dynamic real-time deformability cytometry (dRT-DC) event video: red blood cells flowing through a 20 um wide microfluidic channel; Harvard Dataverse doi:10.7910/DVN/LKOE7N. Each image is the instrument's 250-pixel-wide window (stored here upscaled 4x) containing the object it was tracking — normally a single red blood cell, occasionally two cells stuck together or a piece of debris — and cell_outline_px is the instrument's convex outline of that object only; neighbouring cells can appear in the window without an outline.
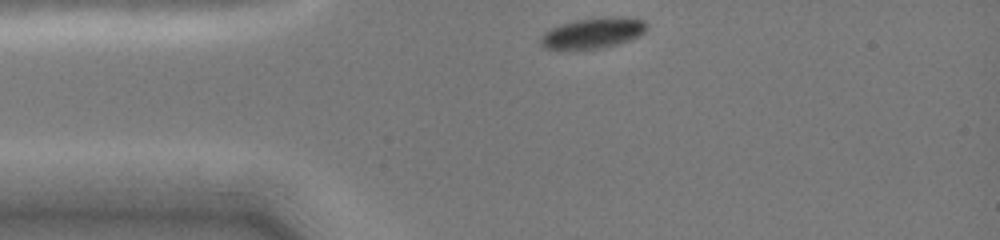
{"species": "common noctule bat (a hibernating species)", "species_latin": "Nyctalus noctula", "temperature_condition": "cold", "stored_images_in_passage": 27, "camera_frame_rate_fps": 3000, "um_per_image_px": 0.085, "animal": {"sex": "female", "body_mass_g": 19.0, "forearm_length_mm": 51.5}, "frame": {"image": 1, "passage_image": 1, "time_ms": 0.0, "image_size_px": [1000, 240], "cell_outline_px": [[648, 24], [644, 32], [628, 40], [616, 44], [600, 48], [548, 48], [540, 44], [540, 36], [548, 28], [560, 24], [576, 20], [600, 16], [620, 16], [644, 20]], "centroid_in_image_um": [50.39, 2.76], "position_along_channel_um": 34.6, "area_um2": 18.79}}
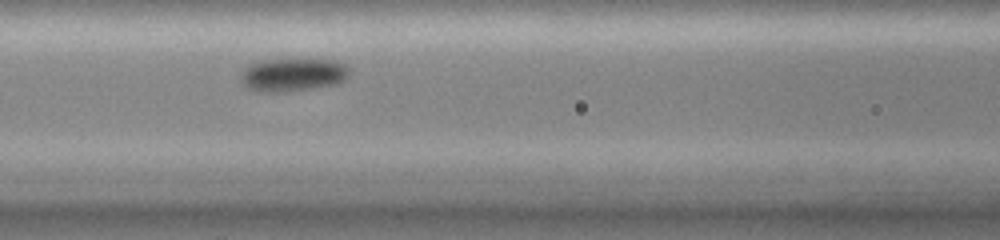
{"frame": {"image": 2, "passage_image": 20, "time_ms": 3.333, "image_size_px": [1000, 240], "cell_outline_px": [[348, 72], [336, 84], [280, 92], [264, 92], [248, 88], [240, 80], [240, 76], [244, 68], [260, 60], [336, 60], [344, 64], [348, 68]], "centroid_in_image_um": [24.82, 6.35], "position_along_channel_um": 141.8, "area_um2": 20.35}}
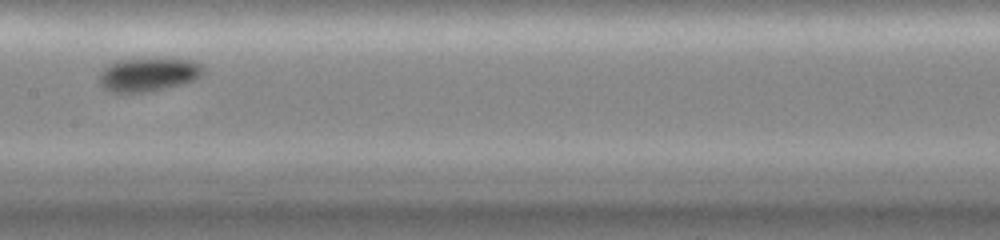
{"frame": {"image": 3, "passage_image": 26, "time_ms": 4.667, "image_size_px": [1000, 240], "cell_outline_px": [[204, 72], [200, 76], [192, 80], [180, 84], [164, 88], [144, 92], [108, 92], [100, 84], [100, 76], [104, 68], [116, 60], [152, 56], [156, 56], [192, 60], [204, 64]], "centroid_in_image_um": [12.64, 6.27], "position_along_channel_um": 194.8, "area_um2": 20.92}}